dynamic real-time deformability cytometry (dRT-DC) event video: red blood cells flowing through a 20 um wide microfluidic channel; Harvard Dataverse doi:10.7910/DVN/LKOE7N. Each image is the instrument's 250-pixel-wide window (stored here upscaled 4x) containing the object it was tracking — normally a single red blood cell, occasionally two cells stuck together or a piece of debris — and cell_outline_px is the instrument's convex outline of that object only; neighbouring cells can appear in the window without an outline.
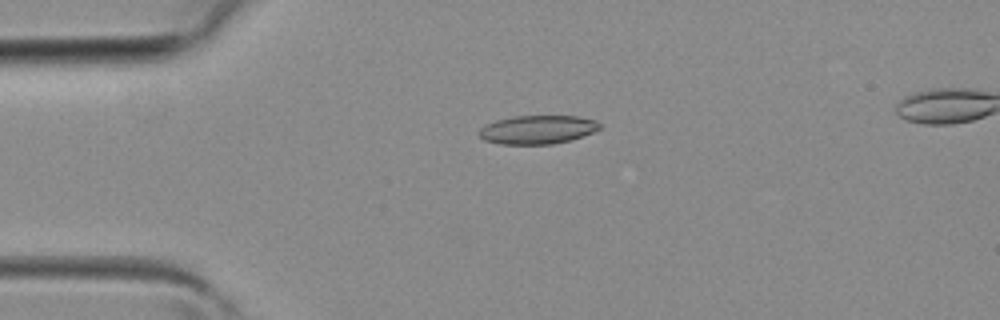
{"species": "common noctule bat (a hibernating species)", "species_latin": "Nyctalus noctula", "temperature_condition": "room temperature", "stored_images_in_passage": 2, "camera_frame_rate_fps": 3000, "um_per_image_px": 0.085, "animal": {"sex": "female", "body_mass_g": 19.3, "forearm_length_mm": 54.1}, "frame": {"image": 1, "passage_image": 1, "time_ms": 0.0, "image_size_px": [1000, 320], "cell_outline_px": [[600, 128], [592, 132], [572, 140], [552, 144], [500, 144], [484, 140], [476, 132], [480, 128], [496, 120], [512, 116], [580, 116], [596, 120], [600, 124]], "centroid_in_image_um": [45.68, 11.01], "position_along_channel_um": 39.3, "area_um2": 20.17}}